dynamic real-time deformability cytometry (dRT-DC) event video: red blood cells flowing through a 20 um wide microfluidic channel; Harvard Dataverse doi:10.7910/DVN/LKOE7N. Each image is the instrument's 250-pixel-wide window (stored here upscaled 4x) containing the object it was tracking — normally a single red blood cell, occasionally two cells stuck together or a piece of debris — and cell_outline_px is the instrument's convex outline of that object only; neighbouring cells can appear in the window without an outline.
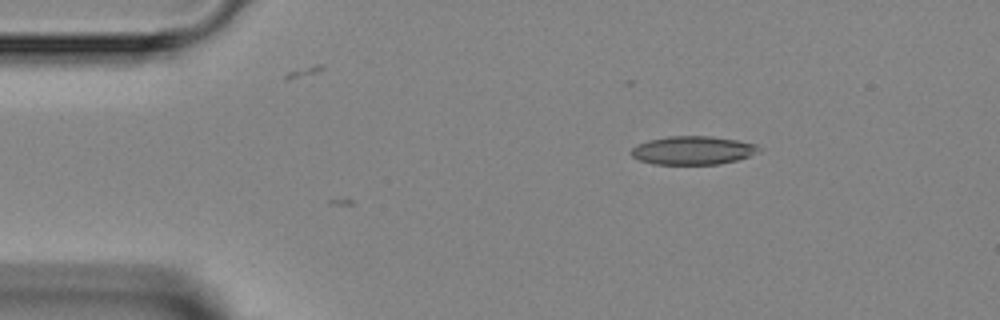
{"species": "Egyptian fruit bat (a non-hibernating species)", "species_latin": "Rousettus aegyptiacus", "temperature_condition": "room temperature", "stored_images_in_passage": 4, "camera_frame_rate_fps": 3000, "um_per_image_px": 0.085, "animal": {"sex": "female"}, "frame": {"image": 1, "passage_image": 4, "time_ms": 3.333, "image_size_px": [1000, 320], "cell_outline_px": [[764, 148], [760, 152], [736, 160], [720, 164], [652, 164], [640, 160], [632, 156], [632, 148], [636, 144], [648, 140], [668, 136], [712, 136], [736, 140], [756, 144]], "centroid_in_image_um": [58.92, 12.77], "position_along_channel_um": 26.1, "area_um2": 21.27}}